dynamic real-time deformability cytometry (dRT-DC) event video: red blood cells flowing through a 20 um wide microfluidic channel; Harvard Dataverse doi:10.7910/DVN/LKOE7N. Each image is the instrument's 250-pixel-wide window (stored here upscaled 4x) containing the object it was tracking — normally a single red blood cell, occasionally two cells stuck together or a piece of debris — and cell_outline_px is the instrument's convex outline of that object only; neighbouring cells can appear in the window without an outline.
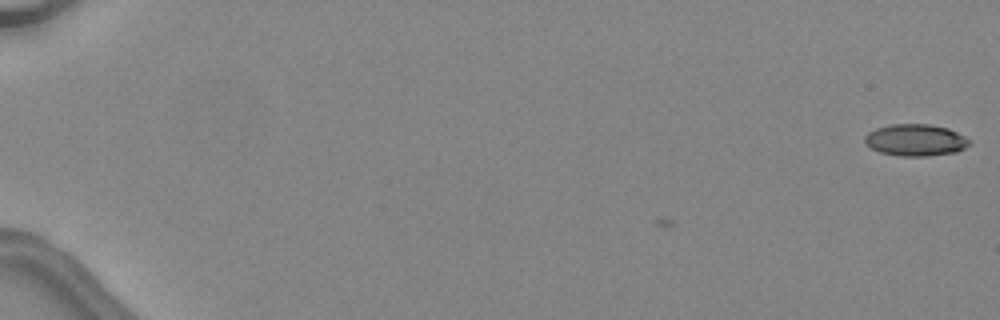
{"species": "common noctule bat (a hibernating species)", "species_latin": "Nyctalus noctula", "temperature_condition": "warm", "stored_images_in_passage": 5, "camera_frame_rate_fps": 3000, "um_per_image_px": 0.085, "animal": {"sex": "female", "body_mass_g": 24.6, "forearm_length_mm": 56.2}, "frame": {"image": 1, "passage_image": 5, "time_ms": 1.333, "image_size_px": [1000, 320], "cell_outline_px": [[972, 140], [964, 148], [956, 152], [928, 156], [900, 156], [880, 152], [872, 148], [864, 140], [864, 136], [868, 132], [876, 128], [892, 124], [928, 124], [948, 128]], "centroid_in_image_um": [77.82, 11.9], "position_along_channel_um": 7.2, "area_um2": 19.31}}